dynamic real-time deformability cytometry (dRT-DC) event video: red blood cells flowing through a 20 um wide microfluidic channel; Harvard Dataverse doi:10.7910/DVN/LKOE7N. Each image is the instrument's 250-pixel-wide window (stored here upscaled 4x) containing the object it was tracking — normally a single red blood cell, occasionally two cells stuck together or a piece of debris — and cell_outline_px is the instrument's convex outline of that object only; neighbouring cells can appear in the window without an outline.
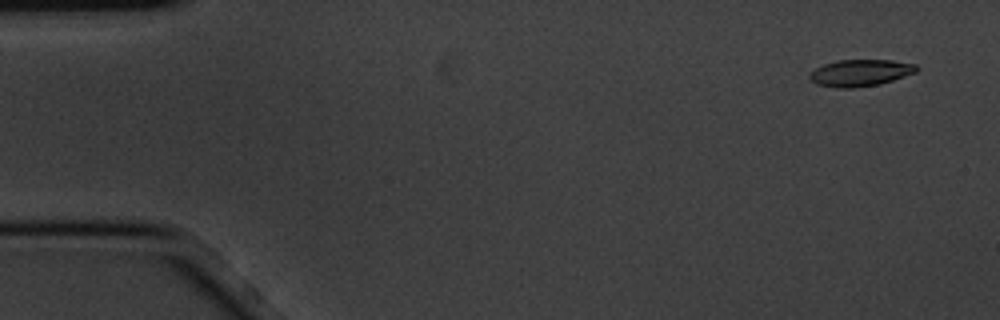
{"species": "common noctule bat (a hibernating species)", "species_latin": "Nyctalus noctula", "temperature_condition": "cold", "stored_images_in_passage": 4, "camera_frame_rate_fps": 3000, "um_per_image_px": 0.085, "animal": {"sex": "male", "body_mass_g": 20.1, "forearm_length_mm": 53.5}, "frame": {"image": 1, "passage_image": 1, "time_ms": 0.0, "image_size_px": [1000, 320], "cell_outline_px": [[920, 68], [916, 72], [880, 84], [852, 88], [836, 88], [816, 84], [808, 76], [816, 68], [824, 64], [836, 60], [892, 60], [916, 64]], "centroid_in_image_um": [73.14, 6.19], "position_along_channel_um": 11.9, "area_um2": 16.65}}
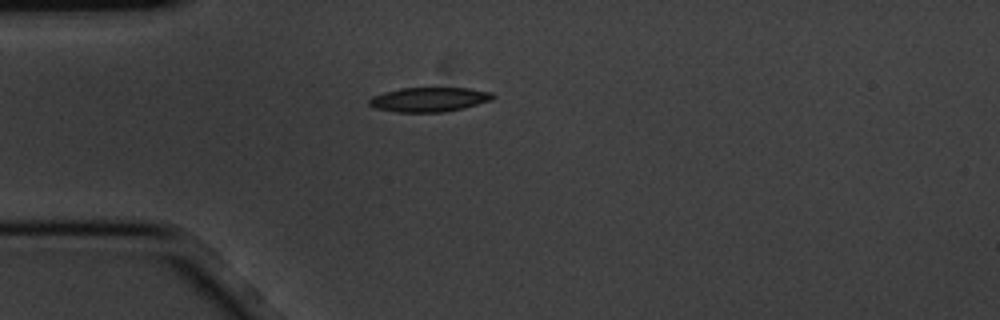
{"frame": {"image": 2, "passage_image": 4, "time_ms": 1.0, "image_size_px": [1000, 320], "cell_outline_px": [[496, 96], [492, 100], [464, 108], [444, 112], [396, 112], [376, 108], [368, 104], [368, 100], [372, 96], [384, 92], [400, 88], [468, 88], [492, 92]], "centroid_in_image_um": [36.49, 8.46], "position_along_channel_um": 48.5, "area_um2": 17.69}}